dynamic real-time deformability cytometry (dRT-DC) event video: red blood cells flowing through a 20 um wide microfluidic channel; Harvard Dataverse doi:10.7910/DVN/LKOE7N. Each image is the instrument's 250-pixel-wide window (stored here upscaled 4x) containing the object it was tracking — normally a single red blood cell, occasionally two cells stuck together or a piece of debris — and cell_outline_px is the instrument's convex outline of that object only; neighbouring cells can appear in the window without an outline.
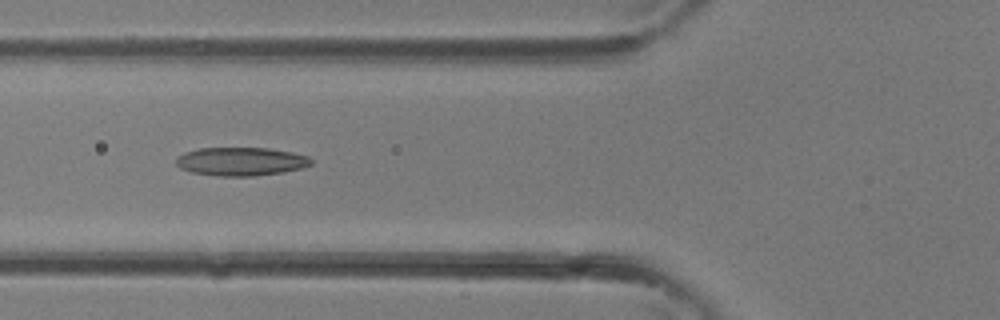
{"species": "common noctule bat (a hibernating species)", "species_latin": "Nyctalus noctula", "temperature_condition": "room temperature", "stored_images_in_passage": 26, "camera_frame_rate_fps": 3000, "um_per_image_px": 0.085, "animal": {"sex": "female"}, "frame": {"image": 1, "passage_image": 4, "time_ms": 1.0, "image_size_px": [1000, 320], "cell_outline_px": [[312, 164], [304, 168], [284, 172], [252, 176], [220, 176], [192, 172], [180, 168], [176, 164], [176, 156], [184, 152], [200, 148], [268, 148], [292, 152], [308, 156], [312, 160]], "centroid_in_image_um": [20.49, 13.72], "position_along_channel_um": 105.3, "area_um2": 22.48}}
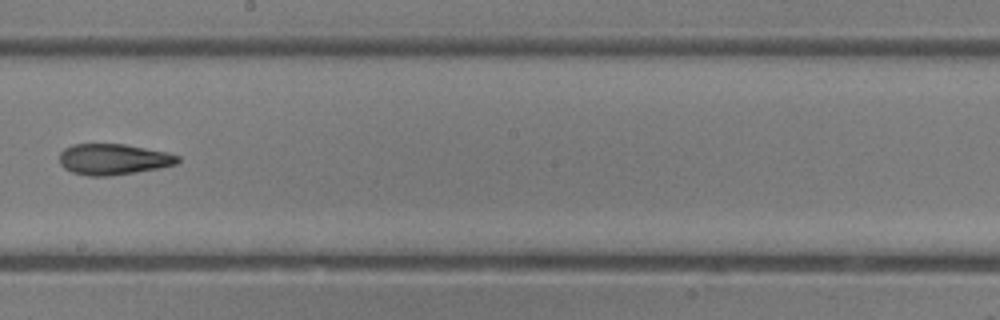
{"frame": {"image": 2, "passage_image": 11, "time_ms": 3.333, "image_size_px": [1000, 320], "cell_outline_px": [[180, 160], [176, 164], [160, 168], [136, 172], [108, 176], [88, 176], [72, 172], [64, 168], [60, 164], [60, 152], [64, 148], [72, 144], [124, 144], [168, 152], [180, 156]], "centroid_in_image_um": [9.64, 13.54], "position_along_channel_um": 238.6, "area_um2": 21.44}}
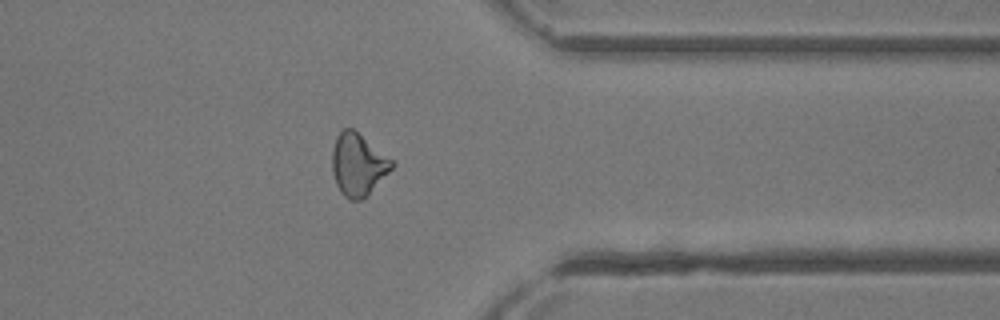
{"frame": {"image": 3, "passage_image": 19, "time_ms": 6.0, "image_size_px": [1000, 320], "cell_outline_px": [[396, 164], [368, 196], [360, 200], [348, 200], [340, 192], [336, 184], [332, 172], [332, 148], [336, 136], [344, 128], [352, 128], [396, 160]], "centroid_in_image_um": [30.46, 13.99], "position_along_channel_um": 380.9, "area_um2": 22.2}}